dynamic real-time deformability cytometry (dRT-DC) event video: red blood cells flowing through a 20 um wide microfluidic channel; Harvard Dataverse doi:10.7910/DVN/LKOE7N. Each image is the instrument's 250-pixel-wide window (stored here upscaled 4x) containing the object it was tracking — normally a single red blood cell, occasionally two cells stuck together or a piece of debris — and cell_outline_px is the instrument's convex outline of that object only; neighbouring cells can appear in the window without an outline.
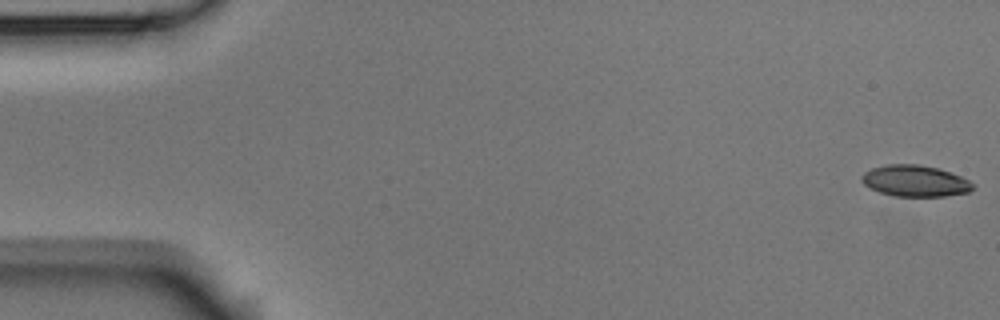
{"species": "Egyptian fruit bat (a non-hibernating species)", "species_latin": "Rousettus aegyptiacus", "temperature_condition": "room temperature", "stored_images_in_passage": 6, "camera_frame_rate_fps": 3000, "um_per_image_px": 0.085, "animal": {"sex": "male"}, "frame": {"image": 1, "passage_image": 1, "time_ms": 0.0, "image_size_px": [1000, 320], "cell_outline_px": [[976, 184], [968, 192], [944, 196], [896, 196], [880, 192], [864, 184], [860, 180], [860, 176], [864, 172], [872, 168], [888, 164], [920, 164], [940, 168], [960, 176]], "centroid_in_image_um": [77.78, 15.36], "position_along_channel_um": 7.2, "area_um2": 20.29}}